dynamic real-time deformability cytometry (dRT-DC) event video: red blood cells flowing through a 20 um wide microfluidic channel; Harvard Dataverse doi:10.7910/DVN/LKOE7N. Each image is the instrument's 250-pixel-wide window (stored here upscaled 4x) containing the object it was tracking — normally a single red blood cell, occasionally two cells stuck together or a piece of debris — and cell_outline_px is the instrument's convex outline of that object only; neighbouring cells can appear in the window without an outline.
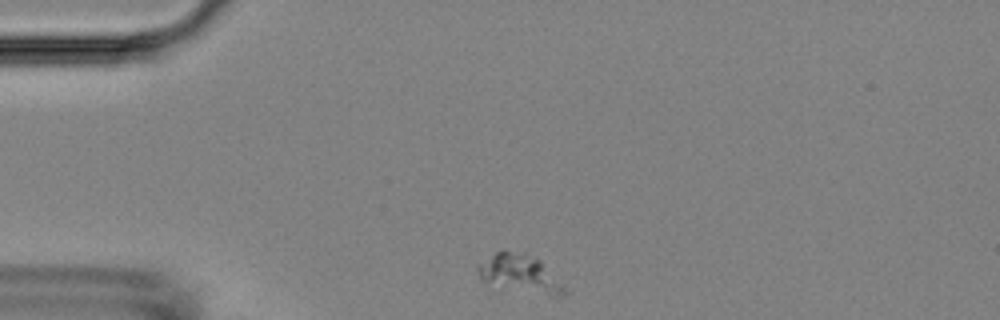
{"species": "Egyptian fruit bat (a non-hibernating species)", "species_latin": "Rousettus aegyptiacus", "temperature_condition": "room temperature", "stored_images_in_passage": 44, "camera_frame_rate_fps": 3000, "um_per_image_px": 0.085, "animal": {"sex": "female"}, "frame": {"image": 1, "passage_image": 1, "time_ms": 0.0, "image_size_px": [1000, 320], "cell_outline_px": [[568, 292], [564, 296], [548, 296], [480, 280], [476, 272], [476, 264], [500, 248], [504, 248], [524, 252], [540, 260], [564, 284]], "centroid_in_image_um": [44.19, 23.2], "position_along_channel_um": 40.8, "area_um2": 19.42}}
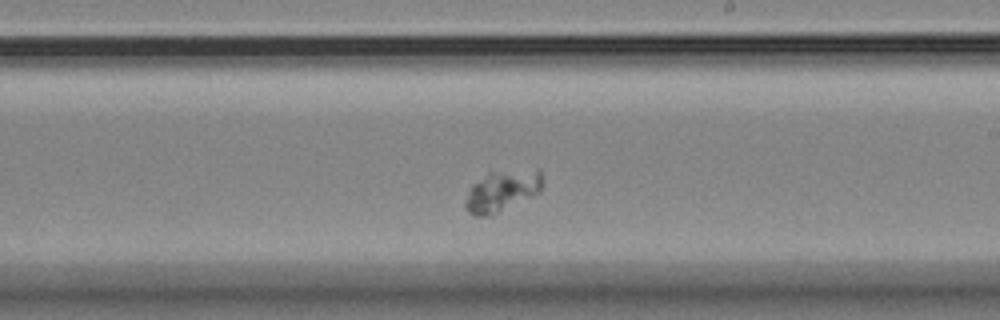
{"frame": {"image": 2, "passage_image": 21, "time_ms": 6.667, "image_size_px": [1000, 320], "cell_outline_px": [[544, 180], [540, 192], [492, 216], [476, 216], [468, 212], [464, 208], [464, 200], [472, 184], [488, 172], [536, 168], [540, 168], [544, 176]], "centroid_in_image_um": [42.71, 16.21], "position_along_channel_um": 246.3, "area_um2": 19.07}}
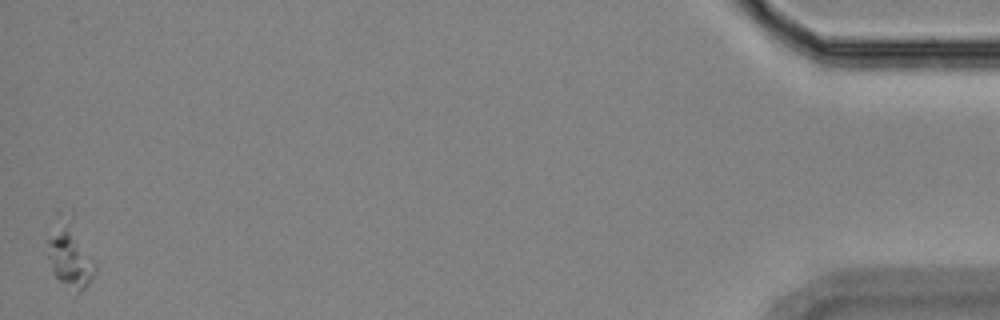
{"frame": {"image": 3, "passage_image": 44, "time_ms": 14.333, "image_size_px": [1000, 320], "cell_outline_px": [[96, 272], [88, 284], [84, 288], [80, 288], [60, 280], [52, 272], [48, 256], [48, 240], [60, 232], [68, 232], [96, 264]], "centroid_in_image_um": [5.97, 22.16], "position_along_channel_um": 429.2, "area_um2": 13.24}}